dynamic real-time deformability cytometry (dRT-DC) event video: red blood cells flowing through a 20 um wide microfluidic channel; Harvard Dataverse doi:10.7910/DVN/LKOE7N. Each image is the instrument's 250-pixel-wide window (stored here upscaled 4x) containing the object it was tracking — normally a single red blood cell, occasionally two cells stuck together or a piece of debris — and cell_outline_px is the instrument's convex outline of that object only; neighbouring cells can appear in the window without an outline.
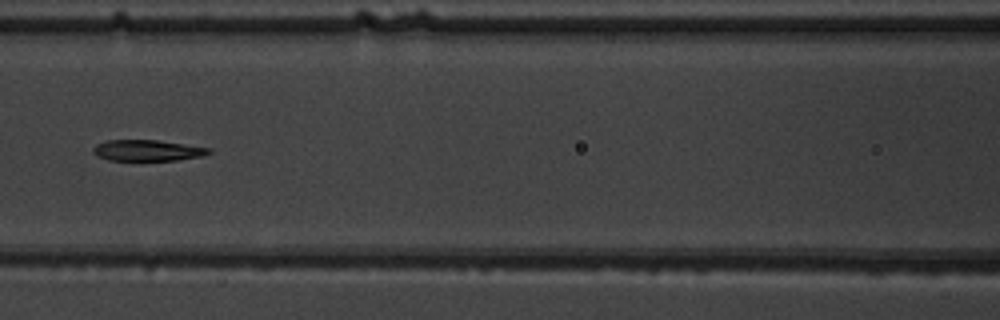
{"species": "common noctule bat (a hibernating species)", "species_latin": "Nyctalus noctula", "temperature_condition": "warm", "stored_images_in_passage": 5, "camera_frame_rate_fps": 3000, "um_per_image_px": 0.085, "animal": {"sex": "male", "body_mass_g": 19.5, "forearm_length_mm": 54.6}, "frame": {"image": 1, "passage_image": 5, "time_ms": 4.667, "image_size_px": [1000, 320], "cell_outline_px": [[212, 152], [204, 156], [176, 160], [108, 160], [96, 156], [92, 152], [92, 148], [96, 144], [108, 140], [156, 140], [212, 148]], "centroid_in_image_um": [12.53, 12.79], "position_along_channel_um": 154.1, "area_um2": 14.28}}